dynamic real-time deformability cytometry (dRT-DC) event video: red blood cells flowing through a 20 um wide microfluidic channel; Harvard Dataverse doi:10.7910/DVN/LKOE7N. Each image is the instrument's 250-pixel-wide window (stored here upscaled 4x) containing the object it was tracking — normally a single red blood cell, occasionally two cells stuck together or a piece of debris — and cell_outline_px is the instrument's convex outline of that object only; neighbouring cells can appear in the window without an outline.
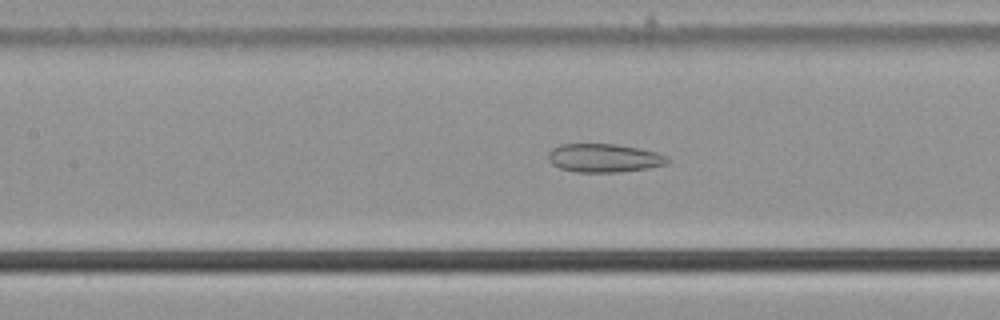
{"species": "common noctule bat (a hibernating species)", "species_latin": "Nyctalus noctula", "temperature_condition": "cold", "stored_images_in_passage": 54, "camera_frame_rate_fps": 3000, "um_per_image_px": 0.085, "animal": {"sex": "male", "body_mass_g": 21.5, "forearm_length_mm": 52.0}, "frame": {"image": 1, "passage_image": 25, "time_ms": 8.0, "image_size_px": [1000, 320], "cell_outline_px": [[672, 160], [668, 164], [648, 168], [620, 172], [576, 172], [560, 168], [552, 164], [548, 160], [548, 152], [552, 148], [560, 144], [616, 144], [640, 148], [656, 152], [668, 156]], "centroid_in_image_um": [51.37, 13.43], "position_along_channel_um": 156.0, "area_um2": 20.06}}
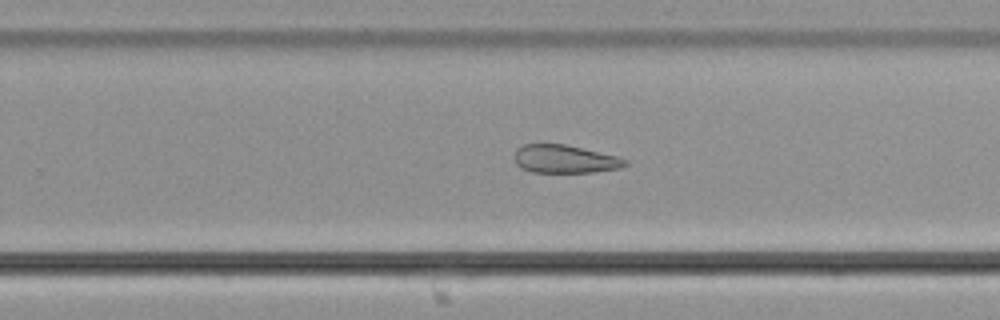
{"frame": {"image": 2, "passage_image": 35, "time_ms": 11.333, "image_size_px": [1000, 320], "cell_outline_px": [[628, 164], [620, 168], [592, 172], [532, 172], [516, 164], [512, 156], [516, 148], [524, 144], [564, 144], [616, 156], [628, 160]], "centroid_in_image_um": [47.97, 13.51], "position_along_channel_um": 281.8, "area_um2": 18.09}}
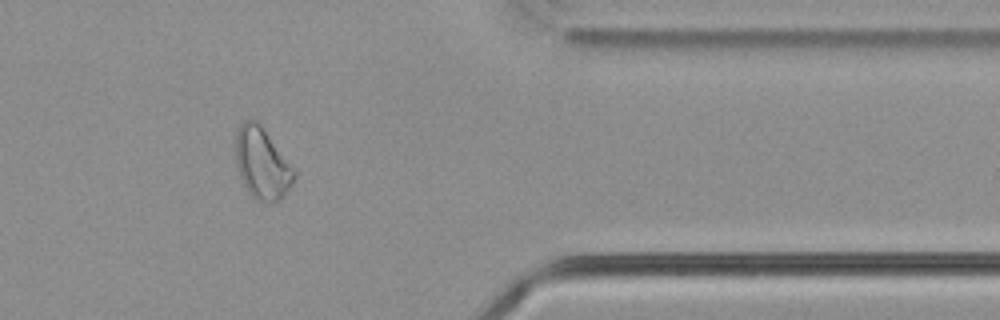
{"frame": {"image": 3, "passage_image": 45, "time_ms": 14.667, "image_size_px": [1000, 320], "cell_outline_px": [[296, 176], [292, 184], [280, 200], [260, 200], [252, 196], [248, 192], [240, 176], [236, 164], [236, 132], [240, 124], [244, 120], [256, 120], [260, 124], [296, 172]], "centroid_in_image_um": [22.26, 13.87], "position_along_channel_um": 389.1, "area_um2": 23.7}, "authors_computed_cell_mechanics": {"area_um2": 25.0274, "velocity_mm_per_s": 3.7835, "shape_relaxation_time_tau1_ms": null, "shape_relaxation_time_tau2_ms": 5.8161, "deformation_change_tau1": null, "deformation_change_tau2": 0.1259}}